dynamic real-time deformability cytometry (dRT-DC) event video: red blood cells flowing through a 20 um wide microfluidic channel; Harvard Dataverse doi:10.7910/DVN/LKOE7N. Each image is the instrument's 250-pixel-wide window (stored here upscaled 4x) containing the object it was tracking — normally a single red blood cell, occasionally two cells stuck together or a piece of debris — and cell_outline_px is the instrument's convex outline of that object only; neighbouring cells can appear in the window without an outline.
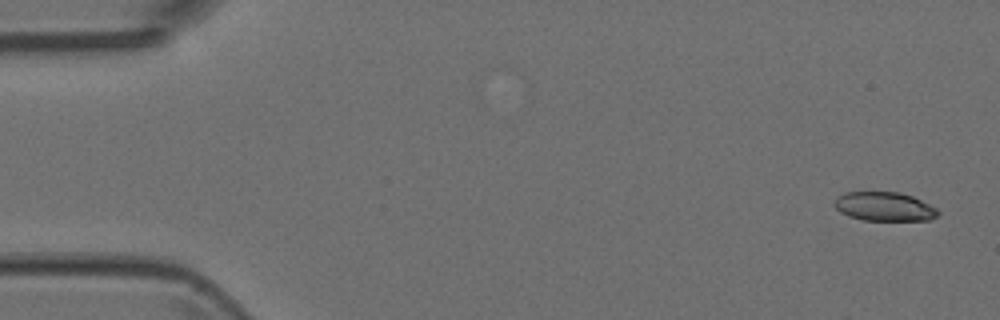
{"species": "Egyptian fruit bat (a non-hibernating species)", "species_latin": "Rousettus aegyptiacus", "temperature_condition": "room temperature", "stored_images_in_passage": 4, "camera_frame_rate_fps": 3000, "um_per_image_px": 0.085, "animal": {"sex": "female"}, "frame": {"image": 1, "passage_image": 1, "time_ms": 0.0, "image_size_px": [1000, 320], "cell_outline_px": [[940, 212], [932, 220], [864, 220], [848, 216], [840, 212], [832, 204], [836, 196], [844, 192], [900, 192], [912, 196], [936, 208]], "centroid_in_image_um": [75.13, 17.55], "position_along_channel_um": 9.9, "area_um2": 17.57}}